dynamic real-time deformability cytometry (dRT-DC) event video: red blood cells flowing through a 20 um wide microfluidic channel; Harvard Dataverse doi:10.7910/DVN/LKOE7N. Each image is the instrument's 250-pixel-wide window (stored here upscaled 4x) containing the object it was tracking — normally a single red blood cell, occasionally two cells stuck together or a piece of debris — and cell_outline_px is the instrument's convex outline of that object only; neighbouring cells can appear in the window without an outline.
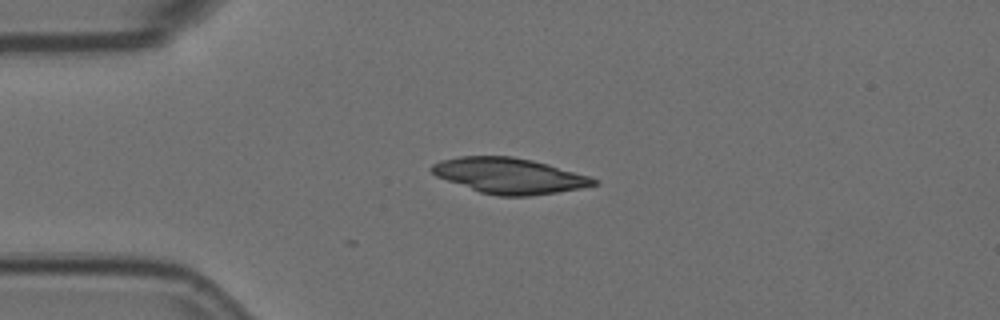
{"species": "Egyptian fruit bat (a non-hibernating species)", "species_latin": "Rousettus aegyptiacus", "temperature_condition": "room temperature", "stored_images_in_passage": 2, "camera_frame_rate_fps": 3000, "um_per_image_px": 0.085, "animal": {"sex": "female"}, "frame": {"image": 1, "passage_image": 2, "time_ms": 0.333, "image_size_px": [1000, 320], "cell_outline_px": [[600, 184], [580, 188], [532, 196], [496, 196], [480, 192], [436, 176], [428, 168], [432, 164], [440, 160], [460, 156], [512, 156], [532, 160], [548, 164], [588, 176], [600, 180]], "centroid_in_image_um": [43.28, 14.93], "position_along_channel_um": 41.7, "area_um2": 33.58}}